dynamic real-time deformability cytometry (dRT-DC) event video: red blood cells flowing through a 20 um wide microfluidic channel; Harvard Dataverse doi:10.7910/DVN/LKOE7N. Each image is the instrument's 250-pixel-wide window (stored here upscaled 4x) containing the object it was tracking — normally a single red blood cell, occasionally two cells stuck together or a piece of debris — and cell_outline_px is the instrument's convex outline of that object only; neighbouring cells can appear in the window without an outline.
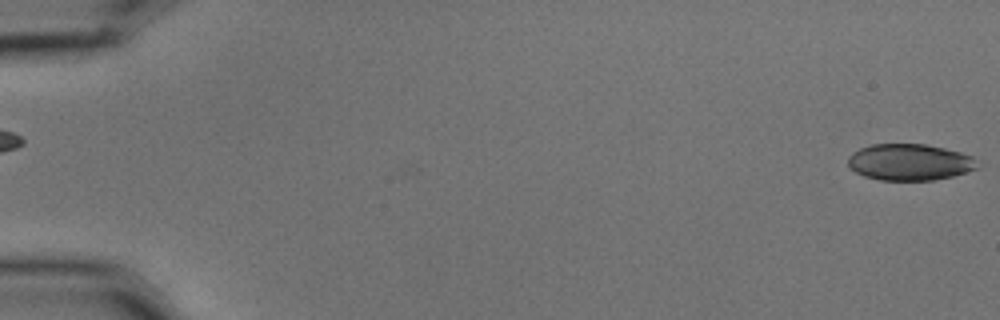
{"species": "common noctule bat (a hibernating species)", "species_latin": "Nyctalus noctula", "temperature_condition": "cold", "stored_images_in_passage": 5, "segment_of_instrument_passage": [2, 2], "camera_frame_rate_fps": 3000, "um_per_image_px": 0.085, "animal": {"sex": "male", "body_mass_g": 15.6}, "frame": {"image": 1, "passage_image": 5, "time_ms": 1.333, "image_size_px": [1000, 320], "cell_outline_px": [[980, 168], [952, 176], [932, 180], [880, 180], [864, 176], [856, 172], [848, 164], [848, 156], [852, 152], [860, 148], [872, 144], [924, 144], [944, 148], [960, 152], [972, 156]], "centroid_in_image_um": [77.32, 13.78], "position_along_channel_um": 7.7, "area_um2": 27.46}}